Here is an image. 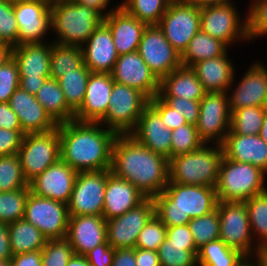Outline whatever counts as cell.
Returning a JSON list of instances; mask_svg holds the SVG:
<instances>
[{"instance_id": "58", "label": "cell", "mask_w": 267, "mask_h": 266, "mask_svg": "<svg viewBox=\"0 0 267 266\" xmlns=\"http://www.w3.org/2000/svg\"><path fill=\"white\" fill-rule=\"evenodd\" d=\"M136 266H160L157 251L135 248Z\"/></svg>"}, {"instance_id": "22", "label": "cell", "mask_w": 267, "mask_h": 266, "mask_svg": "<svg viewBox=\"0 0 267 266\" xmlns=\"http://www.w3.org/2000/svg\"><path fill=\"white\" fill-rule=\"evenodd\" d=\"M114 80L110 73H92L86 84V94L74 120L100 122L106 115Z\"/></svg>"}, {"instance_id": "63", "label": "cell", "mask_w": 267, "mask_h": 266, "mask_svg": "<svg viewBox=\"0 0 267 266\" xmlns=\"http://www.w3.org/2000/svg\"><path fill=\"white\" fill-rule=\"evenodd\" d=\"M235 266H264V252L255 255H244Z\"/></svg>"}, {"instance_id": "55", "label": "cell", "mask_w": 267, "mask_h": 266, "mask_svg": "<svg viewBox=\"0 0 267 266\" xmlns=\"http://www.w3.org/2000/svg\"><path fill=\"white\" fill-rule=\"evenodd\" d=\"M166 228V239L168 240L169 244L195 245L188 224Z\"/></svg>"}, {"instance_id": "12", "label": "cell", "mask_w": 267, "mask_h": 266, "mask_svg": "<svg viewBox=\"0 0 267 266\" xmlns=\"http://www.w3.org/2000/svg\"><path fill=\"white\" fill-rule=\"evenodd\" d=\"M230 121L228 93L206 92L195 124L199 138L206 144L221 145L230 131Z\"/></svg>"}, {"instance_id": "32", "label": "cell", "mask_w": 267, "mask_h": 266, "mask_svg": "<svg viewBox=\"0 0 267 266\" xmlns=\"http://www.w3.org/2000/svg\"><path fill=\"white\" fill-rule=\"evenodd\" d=\"M37 101L57 123L74 120V112L67 106L64 93L56 79L48 78L35 94Z\"/></svg>"}, {"instance_id": "17", "label": "cell", "mask_w": 267, "mask_h": 266, "mask_svg": "<svg viewBox=\"0 0 267 266\" xmlns=\"http://www.w3.org/2000/svg\"><path fill=\"white\" fill-rule=\"evenodd\" d=\"M155 214L153 198H146L125 214L106 221L107 242L114 249L135 248L140 231Z\"/></svg>"}, {"instance_id": "24", "label": "cell", "mask_w": 267, "mask_h": 266, "mask_svg": "<svg viewBox=\"0 0 267 266\" xmlns=\"http://www.w3.org/2000/svg\"><path fill=\"white\" fill-rule=\"evenodd\" d=\"M65 238L74 254L85 256L107 240L106 220L95 215L70 216Z\"/></svg>"}, {"instance_id": "36", "label": "cell", "mask_w": 267, "mask_h": 266, "mask_svg": "<svg viewBox=\"0 0 267 266\" xmlns=\"http://www.w3.org/2000/svg\"><path fill=\"white\" fill-rule=\"evenodd\" d=\"M83 64L80 46L60 45L53 42L50 54V78L58 79Z\"/></svg>"}, {"instance_id": "2", "label": "cell", "mask_w": 267, "mask_h": 266, "mask_svg": "<svg viewBox=\"0 0 267 266\" xmlns=\"http://www.w3.org/2000/svg\"><path fill=\"white\" fill-rule=\"evenodd\" d=\"M117 134L99 122L71 120L59 124L60 157L77 172L111 168Z\"/></svg>"}, {"instance_id": "5", "label": "cell", "mask_w": 267, "mask_h": 266, "mask_svg": "<svg viewBox=\"0 0 267 266\" xmlns=\"http://www.w3.org/2000/svg\"><path fill=\"white\" fill-rule=\"evenodd\" d=\"M223 158L220 144L204 143L194 152L169 159V182L184 185L216 187Z\"/></svg>"}, {"instance_id": "29", "label": "cell", "mask_w": 267, "mask_h": 266, "mask_svg": "<svg viewBox=\"0 0 267 266\" xmlns=\"http://www.w3.org/2000/svg\"><path fill=\"white\" fill-rule=\"evenodd\" d=\"M53 41L27 43L12 47L20 78L50 77V54Z\"/></svg>"}, {"instance_id": "31", "label": "cell", "mask_w": 267, "mask_h": 266, "mask_svg": "<svg viewBox=\"0 0 267 266\" xmlns=\"http://www.w3.org/2000/svg\"><path fill=\"white\" fill-rule=\"evenodd\" d=\"M206 94L191 67L180 66L160 80L159 97H176L200 101Z\"/></svg>"}, {"instance_id": "11", "label": "cell", "mask_w": 267, "mask_h": 266, "mask_svg": "<svg viewBox=\"0 0 267 266\" xmlns=\"http://www.w3.org/2000/svg\"><path fill=\"white\" fill-rule=\"evenodd\" d=\"M167 41L182 55L200 28V8L185 0H172L157 24Z\"/></svg>"}, {"instance_id": "26", "label": "cell", "mask_w": 267, "mask_h": 266, "mask_svg": "<svg viewBox=\"0 0 267 266\" xmlns=\"http://www.w3.org/2000/svg\"><path fill=\"white\" fill-rule=\"evenodd\" d=\"M221 146L225 158L252 164L267 174V142L259 135H240L230 130Z\"/></svg>"}, {"instance_id": "8", "label": "cell", "mask_w": 267, "mask_h": 266, "mask_svg": "<svg viewBox=\"0 0 267 266\" xmlns=\"http://www.w3.org/2000/svg\"><path fill=\"white\" fill-rule=\"evenodd\" d=\"M240 14L234 2L200 8L201 31L222 41L230 49L237 42H248L247 16Z\"/></svg>"}, {"instance_id": "21", "label": "cell", "mask_w": 267, "mask_h": 266, "mask_svg": "<svg viewBox=\"0 0 267 266\" xmlns=\"http://www.w3.org/2000/svg\"><path fill=\"white\" fill-rule=\"evenodd\" d=\"M83 63L92 73H112L118 52L109 27L102 22L81 46Z\"/></svg>"}, {"instance_id": "51", "label": "cell", "mask_w": 267, "mask_h": 266, "mask_svg": "<svg viewBox=\"0 0 267 266\" xmlns=\"http://www.w3.org/2000/svg\"><path fill=\"white\" fill-rule=\"evenodd\" d=\"M149 104L160 114L163 123L169 130L187 124L183 115L168 106L158 95L150 99Z\"/></svg>"}, {"instance_id": "62", "label": "cell", "mask_w": 267, "mask_h": 266, "mask_svg": "<svg viewBox=\"0 0 267 266\" xmlns=\"http://www.w3.org/2000/svg\"><path fill=\"white\" fill-rule=\"evenodd\" d=\"M48 78L50 77L20 78L19 87L23 91L35 95Z\"/></svg>"}, {"instance_id": "70", "label": "cell", "mask_w": 267, "mask_h": 266, "mask_svg": "<svg viewBox=\"0 0 267 266\" xmlns=\"http://www.w3.org/2000/svg\"><path fill=\"white\" fill-rule=\"evenodd\" d=\"M6 1L17 2V1H22V0H6Z\"/></svg>"}, {"instance_id": "50", "label": "cell", "mask_w": 267, "mask_h": 266, "mask_svg": "<svg viewBox=\"0 0 267 266\" xmlns=\"http://www.w3.org/2000/svg\"><path fill=\"white\" fill-rule=\"evenodd\" d=\"M19 83L18 66L11 57L0 67V103L9 102Z\"/></svg>"}, {"instance_id": "45", "label": "cell", "mask_w": 267, "mask_h": 266, "mask_svg": "<svg viewBox=\"0 0 267 266\" xmlns=\"http://www.w3.org/2000/svg\"><path fill=\"white\" fill-rule=\"evenodd\" d=\"M171 133V157L194 152L204 144L194 124H184L171 130Z\"/></svg>"}, {"instance_id": "48", "label": "cell", "mask_w": 267, "mask_h": 266, "mask_svg": "<svg viewBox=\"0 0 267 266\" xmlns=\"http://www.w3.org/2000/svg\"><path fill=\"white\" fill-rule=\"evenodd\" d=\"M167 228L154 214L140 231L135 248L157 251L166 239Z\"/></svg>"}, {"instance_id": "40", "label": "cell", "mask_w": 267, "mask_h": 266, "mask_svg": "<svg viewBox=\"0 0 267 266\" xmlns=\"http://www.w3.org/2000/svg\"><path fill=\"white\" fill-rule=\"evenodd\" d=\"M160 266H198L195 245L169 244L165 239L157 250Z\"/></svg>"}, {"instance_id": "59", "label": "cell", "mask_w": 267, "mask_h": 266, "mask_svg": "<svg viewBox=\"0 0 267 266\" xmlns=\"http://www.w3.org/2000/svg\"><path fill=\"white\" fill-rule=\"evenodd\" d=\"M75 3H79L85 7L92 8L96 10L103 18L106 17L112 10H115L120 7L121 3L112 5L113 8H110L111 0H70ZM109 7V10L107 9Z\"/></svg>"}, {"instance_id": "16", "label": "cell", "mask_w": 267, "mask_h": 266, "mask_svg": "<svg viewBox=\"0 0 267 266\" xmlns=\"http://www.w3.org/2000/svg\"><path fill=\"white\" fill-rule=\"evenodd\" d=\"M51 1L22 0L14 2V15L19 27L18 45L48 41L46 35L51 31Z\"/></svg>"}, {"instance_id": "35", "label": "cell", "mask_w": 267, "mask_h": 266, "mask_svg": "<svg viewBox=\"0 0 267 266\" xmlns=\"http://www.w3.org/2000/svg\"><path fill=\"white\" fill-rule=\"evenodd\" d=\"M91 71L84 63L73 72L64 73L57 79L64 93L67 106L76 113L83 104L86 94V84Z\"/></svg>"}, {"instance_id": "4", "label": "cell", "mask_w": 267, "mask_h": 266, "mask_svg": "<svg viewBox=\"0 0 267 266\" xmlns=\"http://www.w3.org/2000/svg\"><path fill=\"white\" fill-rule=\"evenodd\" d=\"M50 10L51 34H56L51 40L60 45L81 47L104 20L96 10L70 0H52Z\"/></svg>"}, {"instance_id": "3", "label": "cell", "mask_w": 267, "mask_h": 266, "mask_svg": "<svg viewBox=\"0 0 267 266\" xmlns=\"http://www.w3.org/2000/svg\"><path fill=\"white\" fill-rule=\"evenodd\" d=\"M155 215L166 227L188 224L192 218L207 215L216 209L214 187L168 183L153 198Z\"/></svg>"}, {"instance_id": "46", "label": "cell", "mask_w": 267, "mask_h": 266, "mask_svg": "<svg viewBox=\"0 0 267 266\" xmlns=\"http://www.w3.org/2000/svg\"><path fill=\"white\" fill-rule=\"evenodd\" d=\"M42 266H67L74 250L66 238L49 239L41 250Z\"/></svg>"}, {"instance_id": "49", "label": "cell", "mask_w": 267, "mask_h": 266, "mask_svg": "<svg viewBox=\"0 0 267 266\" xmlns=\"http://www.w3.org/2000/svg\"><path fill=\"white\" fill-rule=\"evenodd\" d=\"M18 33L14 2L0 0V41L14 47L18 45Z\"/></svg>"}, {"instance_id": "1", "label": "cell", "mask_w": 267, "mask_h": 266, "mask_svg": "<svg viewBox=\"0 0 267 266\" xmlns=\"http://www.w3.org/2000/svg\"><path fill=\"white\" fill-rule=\"evenodd\" d=\"M110 170L132 183L147 198L163 192L169 182V160L154 153L130 134L115 137Z\"/></svg>"}, {"instance_id": "67", "label": "cell", "mask_w": 267, "mask_h": 266, "mask_svg": "<svg viewBox=\"0 0 267 266\" xmlns=\"http://www.w3.org/2000/svg\"><path fill=\"white\" fill-rule=\"evenodd\" d=\"M259 136L267 142V107H265L263 124L259 132Z\"/></svg>"}, {"instance_id": "66", "label": "cell", "mask_w": 267, "mask_h": 266, "mask_svg": "<svg viewBox=\"0 0 267 266\" xmlns=\"http://www.w3.org/2000/svg\"><path fill=\"white\" fill-rule=\"evenodd\" d=\"M67 266H90V264L86 256L74 254L68 261Z\"/></svg>"}, {"instance_id": "7", "label": "cell", "mask_w": 267, "mask_h": 266, "mask_svg": "<svg viewBox=\"0 0 267 266\" xmlns=\"http://www.w3.org/2000/svg\"><path fill=\"white\" fill-rule=\"evenodd\" d=\"M149 100L140 90L114 81L108 111L99 123L117 135L130 134Z\"/></svg>"}, {"instance_id": "56", "label": "cell", "mask_w": 267, "mask_h": 266, "mask_svg": "<svg viewBox=\"0 0 267 266\" xmlns=\"http://www.w3.org/2000/svg\"><path fill=\"white\" fill-rule=\"evenodd\" d=\"M0 128L22 130L18 116L11 109L9 102L0 103Z\"/></svg>"}, {"instance_id": "18", "label": "cell", "mask_w": 267, "mask_h": 266, "mask_svg": "<svg viewBox=\"0 0 267 266\" xmlns=\"http://www.w3.org/2000/svg\"><path fill=\"white\" fill-rule=\"evenodd\" d=\"M245 72L227 91L231 112L249 106L267 107V65L254 61Z\"/></svg>"}, {"instance_id": "39", "label": "cell", "mask_w": 267, "mask_h": 266, "mask_svg": "<svg viewBox=\"0 0 267 266\" xmlns=\"http://www.w3.org/2000/svg\"><path fill=\"white\" fill-rule=\"evenodd\" d=\"M172 0H123L122 7L128 14L147 25H157Z\"/></svg>"}, {"instance_id": "64", "label": "cell", "mask_w": 267, "mask_h": 266, "mask_svg": "<svg viewBox=\"0 0 267 266\" xmlns=\"http://www.w3.org/2000/svg\"><path fill=\"white\" fill-rule=\"evenodd\" d=\"M187 3L192 4L196 8H203L206 6H213L234 2L233 0H185Z\"/></svg>"}, {"instance_id": "65", "label": "cell", "mask_w": 267, "mask_h": 266, "mask_svg": "<svg viewBox=\"0 0 267 266\" xmlns=\"http://www.w3.org/2000/svg\"><path fill=\"white\" fill-rule=\"evenodd\" d=\"M12 47L8 44H0V67L11 58Z\"/></svg>"}, {"instance_id": "42", "label": "cell", "mask_w": 267, "mask_h": 266, "mask_svg": "<svg viewBox=\"0 0 267 266\" xmlns=\"http://www.w3.org/2000/svg\"><path fill=\"white\" fill-rule=\"evenodd\" d=\"M188 227L197 250L208 242L218 240L220 237V220L217 209L207 215L192 218L188 223Z\"/></svg>"}, {"instance_id": "34", "label": "cell", "mask_w": 267, "mask_h": 266, "mask_svg": "<svg viewBox=\"0 0 267 266\" xmlns=\"http://www.w3.org/2000/svg\"><path fill=\"white\" fill-rule=\"evenodd\" d=\"M12 255L42 250L47 239L41 231L24 219L8 224Z\"/></svg>"}, {"instance_id": "23", "label": "cell", "mask_w": 267, "mask_h": 266, "mask_svg": "<svg viewBox=\"0 0 267 266\" xmlns=\"http://www.w3.org/2000/svg\"><path fill=\"white\" fill-rule=\"evenodd\" d=\"M130 135L154 153L168 160L171 158V130L166 128L160 114L150 104L144 108Z\"/></svg>"}, {"instance_id": "57", "label": "cell", "mask_w": 267, "mask_h": 266, "mask_svg": "<svg viewBox=\"0 0 267 266\" xmlns=\"http://www.w3.org/2000/svg\"><path fill=\"white\" fill-rule=\"evenodd\" d=\"M8 266H42L41 250L12 256Z\"/></svg>"}, {"instance_id": "52", "label": "cell", "mask_w": 267, "mask_h": 266, "mask_svg": "<svg viewBox=\"0 0 267 266\" xmlns=\"http://www.w3.org/2000/svg\"><path fill=\"white\" fill-rule=\"evenodd\" d=\"M168 106L181 113L187 123L196 124L200 113V101L176 97H160Z\"/></svg>"}, {"instance_id": "10", "label": "cell", "mask_w": 267, "mask_h": 266, "mask_svg": "<svg viewBox=\"0 0 267 266\" xmlns=\"http://www.w3.org/2000/svg\"><path fill=\"white\" fill-rule=\"evenodd\" d=\"M216 209L220 220V240L243 255L264 252L253 240L245 202L218 201Z\"/></svg>"}, {"instance_id": "47", "label": "cell", "mask_w": 267, "mask_h": 266, "mask_svg": "<svg viewBox=\"0 0 267 266\" xmlns=\"http://www.w3.org/2000/svg\"><path fill=\"white\" fill-rule=\"evenodd\" d=\"M247 14V33L252 42L267 36V0H250ZM250 7V8H249Z\"/></svg>"}, {"instance_id": "53", "label": "cell", "mask_w": 267, "mask_h": 266, "mask_svg": "<svg viewBox=\"0 0 267 266\" xmlns=\"http://www.w3.org/2000/svg\"><path fill=\"white\" fill-rule=\"evenodd\" d=\"M22 130L0 128V156L17 154L23 140Z\"/></svg>"}, {"instance_id": "6", "label": "cell", "mask_w": 267, "mask_h": 266, "mask_svg": "<svg viewBox=\"0 0 267 266\" xmlns=\"http://www.w3.org/2000/svg\"><path fill=\"white\" fill-rule=\"evenodd\" d=\"M267 176L260 168L223 156L215 187L217 201L244 202L267 190Z\"/></svg>"}, {"instance_id": "15", "label": "cell", "mask_w": 267, "mask_h": 266, "mask_svg": "<svg viewBox=\"0 0 267 266\" xmlns=\"http://www.w3.org/2000/svg\"><path fill=\"white\" fill-rule=\"evenodd\" d=\"M137 52L159 80L182 65L181 55L167 41L158 25L146 26Z\"/></svg>"}, {"instance_id": "28", "label": "cell", "mask_w": 267, "mask_h": 266, "mask_svg": "<svg viewBox=\"0 0 267 266\" xmlns=\"http://www.w3.org/2000/svg\"><path fill=\"white\" fill-rule=\"evenodd\" d=\"M103 22L109 27L119 55L136 52L147 26L122 7L112 10Z\"/></svg>"}, {"instance_id": "33", "label": "cell", "mask_w": 267, "mask_h": 266, "mask_svg": "<svg viewBox=\"0 0 267 266\" xmlns=\"http://www.w3.org/2000/svg\"><path fill=\"white\" fill-rule=\"evenodd\" d=\"M230 48L222 41L201 30L189 41L181 55L182 66L191 67L196 62L224 55Z\"/></svg>"}, {"instance_id": "60", "label": "cell", "mask_w": 267, "mask_h": 266, "mask_svg": "<svg viewBox=\"0 0 267 266\" xmlns=\"http://www.w3.org/2000/svg\"><path fill=\"white\" fill-rule=\"evenodd\" d=\"M111 266H136L135 248L115 249Z\"/></svg>"}, {"instance_id": "38", "label": "cell", "mask_w": 267, "mask_h": 266, "mask_svg": "<svg viewBox=\"0 0 267 266\" xmlns=\"http://www.w3.org/2000/svg\"><path fill=\"white\" fill-rule=\"evenodd\" d=\"M243 256L240 251L218 239L198 250V266H235Z\"/></svg>"}, {"instance_id": "27", "label": "cell", "mask_w": 267, "mask_h": 266, "mask_svg": "<svg viewBox=\"0 0 267 266\" xmlns=\"http://www.w3.org/2000/svg\"><path fill=\"white\" fill-rule=\"evenodd\" d=\"M147 197L128 180L112 172L107 177L102 216L108 221L138 206Z\"/></svg>"}, {"instance_id": "25", "label": "cell", "mask_w": 267, "mask_h": 266, "mask_svg": "<svg viewBox=\"0 0 267 266\" xmlns=\"http://www.w3.org/2000/svg\"><path fill=\"white\" fill-rule=\"evenodd\" d=\"M9 104L18 116L24 134L48 132L58 127L35 95L23 91L20 87L11 96Z\"/></svg>"}, {"instance_id": "41", "label": "cell", "mask_w": 267, "mask_h": 266, "mask_svg": "<svg viewBox=\"0 0 267 266\" xmlns=\"http://www.w3.org/2000/svg\"><path fill=\"white\" fill-rule=\"evenodd\" d=\"M265 107L249 106L231 112L230 130L240 135H259Z\"/></svg>"}, {"instance_id": "14", "label": "cell", "mask_w": 267, "mask_h": 266, "mask_svg": "<svg viewBox=\"0 0 267 266\" xmlns=\"http://www.w3.org/2000/svg\"><path fill=\"white\" fill-rule=\"evenodd\" d=\"M110 173V169L78 172L67 204L70 216H102L107 177Z\"/></svg>"}, {"instance_id": "61", "label": "cell", "mask_w": 267, "mask_h": 266, "mask_svg": "<svg viewBox=\"0 0 267 266\" xmlns=\"http://www.w3.org/2000/svg\"><path fill=\"white\" fill-rule=\"evenodd\" d=\"M12 256L9 242L8 224L0 222V258L9 262Z\"/></svg>"}, {"instance_id": "20", "label": "cell", "mask_w": 267, "mask_h": 266, "mask_svg": "<svg viewBox=\"0 0 267 266\" xmlns=\"http://www.w3.org/2000/svg\"><path fill=\"white\" fill-rule=\"evenodd\" d=\"M77 174L60 158L29 182L30 192L68 204Z\"/></svg>"}, {"instance_id": "9", "label": "cell", "mask_w": 267, "mask_h": 266, "mask_svg": "<svg viewBox=\"0 0 267 266\" xmlns=\"http://www.w3.org/2000/svg\"><path fill=\"white\" fill-rule=\"evenodd\" d=\"M17 155L29 183L61 158L59 124L48 132L24 134Z\"/></svg>"}, {"instance_id": "54", "label": "cell", "mask_w": 267, "mask_h": 266, "mask_svg": "<svg viewBox=\"0 0 267 266\" xmlns=\"http://www.w3.org/2000/svg\"><path fill=\"white\" fill-rule=\"evenodd\" d=\"M114 254L115 249L106 240L89 251L85 256L90 266H111Z\"/></svg>"}, {"instance_id": "30", "label": "cell", "mask_w": 267, "mask_h": 266, "mask_svg": "<svg viewBox=\"0 0 267 266\" xmlns=\"http://www.w3.org/2000/svg\"><path fill=\"white\" fill-rule=\"evenodd\" d=\"M228 53L191 66L206 92H227L236 79L235 65Z\"/></svg>"}, {"instance_id": "44", "label": "cell", "mask_w": 267, "mask_h": 266, "mask_svg": "<svg viewBox=\"0 0 267 266\" xmlns=\"http://www.w3.org/2000/svg\"><path fill=\"white\" fill-rule=\"evenodd\" d=\"M29 187L17 154L0 156V192Z\"/></svg>"}, {"instance_id": "37", "label": "cell", "mask_w": 267, "mask_h": 266, "mask_svg": "<svg viewBox=\"0 0 267 266\" xmlns=\"http://www.w3.org/2000/svg\"><path fill=\"white\" fill-rule=\"evenodd\" d=\"M254 242L267 251V190L244 201Z\"/></svg>"}, {"instance_id": "19", "label": "cell", "mask_w": 267, "mask_h": 266, "mask_svg": "<svg viewBox=\"0 0 267 266\" xmlns=\"http://www.w3.org/2000/svg\"><path fill=\"white\" fill-rule=\"evenodd\" d=\"M111 75L115 82L136 88L149 99L159 94L160 80L137 51L119 55Z\"/></svg>"}, {"instance_id": "43", "label": "cell", "mask_w": 267, "mask_h": 266, "mask_svg": "<svg viewBox=\"0 0 267 266\" xmlns=\"http://www.w3.org/2000/svg\"><path fill=\"white\" fill-rule=\"evenodd\" d=\"M30 187L0 192V222L11 224L24 218Z\"/></svg>"}, {"instance_id": "68", "label": "cell", "mask_w": 267, "mask_h": 266, "mask_svg": "<svg viewBox=\"0 0 267 266\" xmlns=\"http://www.w3.org/2000/svg\"><path fill=\"white\" fill-rule=\"evenodd\" d=\"M0 266H8V262L2 258H0Z\"/></svg>"}, {"instance_id": "13", "label": "cell", "mask_w": 267, "mask_h": 266, "mask_svg": "<svg viewBox=\"0 0 267 266\" xmlns=\"http://www.w3.org/2000/svg\"><path fill=\"white\" fill-rule=\"evenodd\" d=\"M69 218L67 204L29 193L23 219L39 229L47 240L65 238Z\"/></svg>"}, {"instance_id": "69", "label": "cell", "mask_w": 267, "mask_h": 266, "mask_svg": "<svg viewBox=\"0 0 267 266\" xmlns=\"http://www.w3.org/2000/svg\"><path fill=\"white\" fill-rule=\"evenodd\" d=\"M264 266H267V251H264Z\"/></svg>"}]
</instances>
